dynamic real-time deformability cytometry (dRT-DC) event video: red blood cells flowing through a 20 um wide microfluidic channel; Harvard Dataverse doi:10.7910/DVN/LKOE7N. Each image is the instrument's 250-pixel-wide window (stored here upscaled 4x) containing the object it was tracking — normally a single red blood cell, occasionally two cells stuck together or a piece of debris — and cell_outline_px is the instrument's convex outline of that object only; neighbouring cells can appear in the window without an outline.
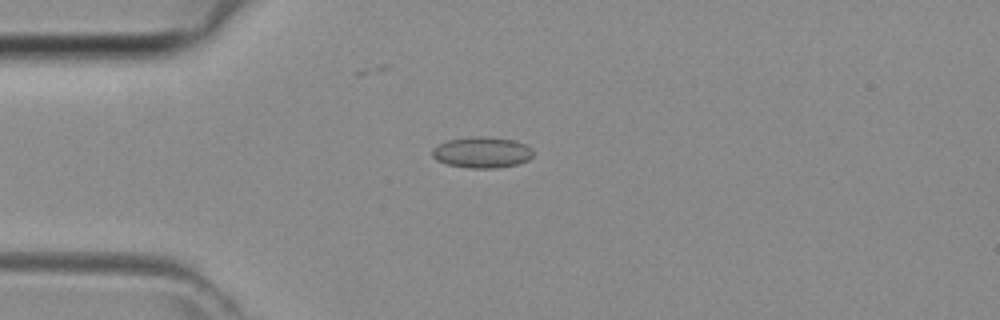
{"species": "common noctule bat (a hibernating species)", "species_latin": "Nyctalus noctula", "temperature_condition": "room temperature", "stored_images_in_passage": 42, "camera_frame_rate_fps": 3000, "um_per_image_px": 0.085, "animal": {"sex": "female", "body_mass_g": 29.2, "forearm_length_mm": 56.3}, "frame": {"image": 1, "passage_image": 9, "time_ms": 2.667, "image_size_px": [1000, 320], "cell_outline_px": [[532, 156], [528, 160], [516, 164], [496, 168], [468, 168], [448, 164], [436, 160], [432, 156], [432, 148], [448, 140], [472, 136], [488, 136], [516, 140], [532, 148]], "centroid_in_image_um": [40.97, 12.94], "position_along_channel_um": 44.0, "area_um2": 18.32}}
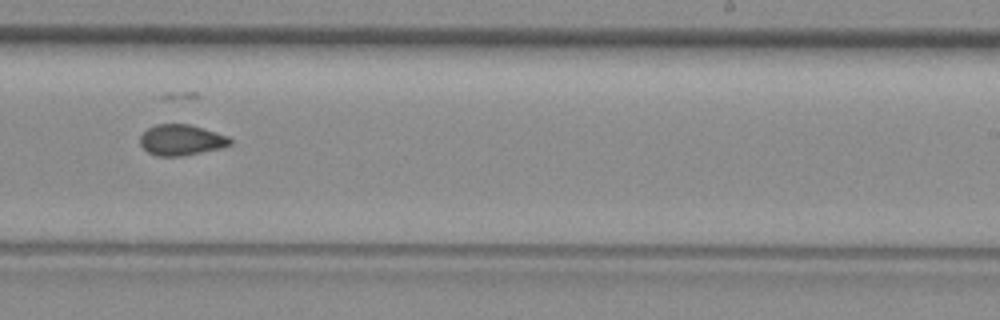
{"frame": {"image": 2, "passage_image": 25, "time_ms": 8.0, "image_size_px": [1000, 320], "cell_outline_px": [[232, 144], [220, 148], [180, 156], [156, 156], [148, 152], [140, 144], [140, 136], [148, 128], [156, 124], [188, 124], [216, 132], [228, 136], [232, 140]], "centroid_in_image_um": [15.4, 11.89], "position_along_channel_um": 273.6, "area_um2": 16.01}}
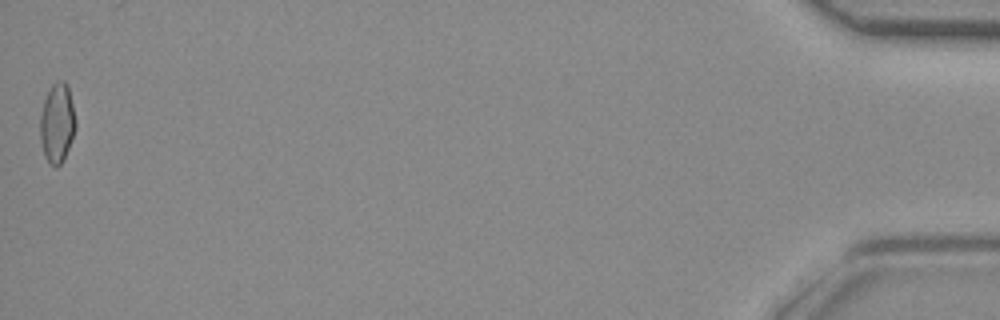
{"frame": {"image": 3, "passage_image": 42, "time_ms": 13.667, "image_size_px": [1000, 320], "cell_outline_px": [[76, 128], [64, 160], [56, 168], [44, 156], [40, 140], [40, 116], [44, 100], [52, 84], [56, 80], [64, 80], [68, 84], [76, 120]], "centroid_in_image_um": [4.87, 10.44], "position_along_channel_um": 430.3, "area_um2": 16.59}}